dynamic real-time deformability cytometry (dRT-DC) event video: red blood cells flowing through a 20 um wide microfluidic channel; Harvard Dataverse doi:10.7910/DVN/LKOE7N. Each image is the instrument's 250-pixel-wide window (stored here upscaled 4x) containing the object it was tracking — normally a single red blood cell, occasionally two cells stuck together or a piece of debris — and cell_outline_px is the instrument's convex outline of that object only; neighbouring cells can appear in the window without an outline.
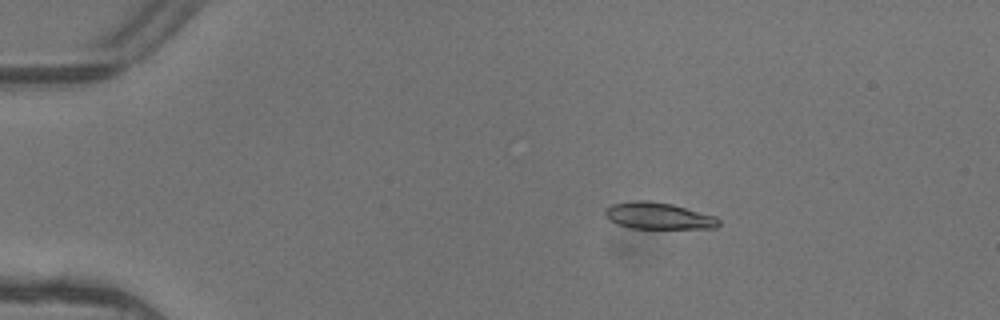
{"species": "common noctule bat (a hibernating species)", "species_latin": "Nyctalus noctula", "temperature_condition": "warm", "stored_images_in_passage": 5, "camera_frame_rate_fps": 3000, "um_per_image_px": 0.085, "animal": {"sex": "female"}, "frame": {"image": 1, "passage_image": 3, "time_ms": 0.667, "image_size_px": [1000, 320], "cell_outline_px": [[720, 224], [716, 228], [632, 228], [616, 224], [608, 220], [604, 216], [604, 208], [612, 204], [632, 200], [648, 200], [672, 204], [716, 216], [720, 220]], "centroid_in_image_um": [55.92, 18.34], "position_along_channel_um": 29.1, "area_um2": 17.86}}